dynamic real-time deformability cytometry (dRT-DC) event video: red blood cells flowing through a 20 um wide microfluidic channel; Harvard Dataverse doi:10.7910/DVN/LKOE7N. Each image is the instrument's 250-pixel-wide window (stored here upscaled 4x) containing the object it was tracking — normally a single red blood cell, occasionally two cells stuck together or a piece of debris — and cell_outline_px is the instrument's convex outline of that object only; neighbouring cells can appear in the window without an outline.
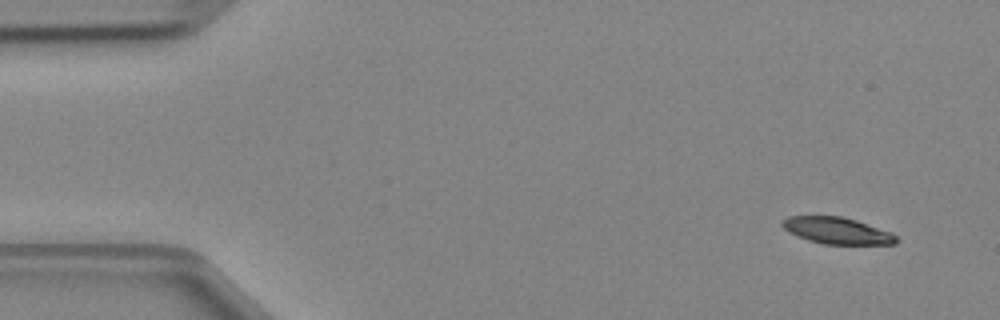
{"species": "Egyptian fruit bat (a non-hibernating species)", "species_latin": "Rousettus aegyptiacus", "temperature_condition": "cold", "stored_images_in_passage": 7, "camera_frame_rate_fps": 3000, "um_per_image_px": 0.085, "animal": {"sex": "female"}, "frame": {"image": 1, "passage_image": 1, "time_ms": 0.0, "image_size_px": [1000, 320], "cell_outline_px": [[900, 240], [896, 244], [824, 244], [808, 240], [796, 236], [788, 232], [780, 224], [780, 220], [788, 216], [840, 216], [856, 220], [892, 232]], "centroid_in_image_um": [71.13, 19.6], "position_along_channel_um": 13.9, "area_um2": 17.86}}
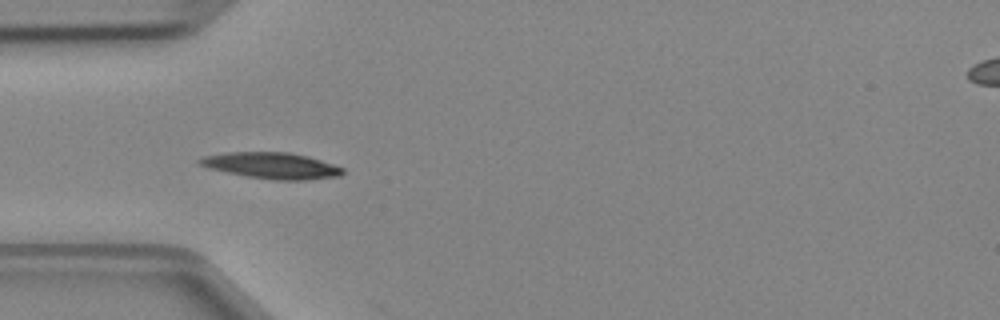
{"frame": {"image": 2, "passage_image": 4, "time_ms": 1.0, "image_size_px": [1000, 320], "cell_outline_px": [[344, 172], [340, 176], [304, 180], [272, 180], [248, 176], [208, 168], [196, 164], [196, 160], [204, 156], [228, 152], [288, 152], [308, 156], [344, 168]], "centroid_in_image_um": [23.07, 14.07], "position_along_channel_um": 61.9, "area_um2": 21.79}}